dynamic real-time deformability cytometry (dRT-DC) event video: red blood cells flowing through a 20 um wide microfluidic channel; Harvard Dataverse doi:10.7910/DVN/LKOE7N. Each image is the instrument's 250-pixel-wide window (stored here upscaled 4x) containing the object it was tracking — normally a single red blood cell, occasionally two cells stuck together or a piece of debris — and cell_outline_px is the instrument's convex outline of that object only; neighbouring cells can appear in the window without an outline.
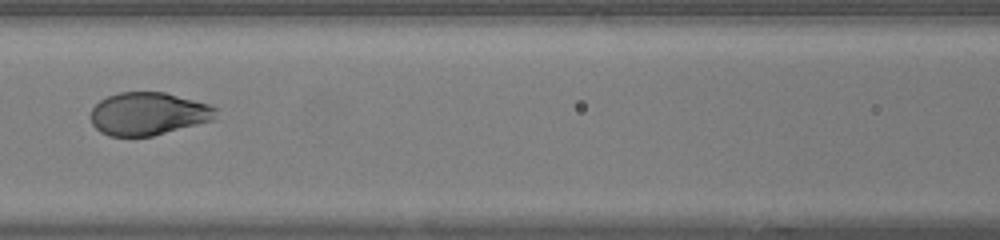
{"species": "human", "species_latin": "Homo sapiens", "temperature_condition": "warm", "stored_images_in_passage": 20, "camera_frame_rate_fps": 3000, "um_per_image_px": 0.085, "donor": {"sex": "female"}, "frame": {"image": 1, "passage_image": 20, "time_ms": 6.333, "image_size_px": [1000, 240], "cell_outline_px": [[220, 108], [216, 120], [152, 136], [108, 136], [100, 132], [92, 124], [88, 116], [92, 108], [100, 100], [108, 96], [120, 92], [164, 92], [208, 104]], "centroid_in_image_um": [12.62, 9.68], "position_along_channel_um": 154.0, "area_um2": 31.67}}